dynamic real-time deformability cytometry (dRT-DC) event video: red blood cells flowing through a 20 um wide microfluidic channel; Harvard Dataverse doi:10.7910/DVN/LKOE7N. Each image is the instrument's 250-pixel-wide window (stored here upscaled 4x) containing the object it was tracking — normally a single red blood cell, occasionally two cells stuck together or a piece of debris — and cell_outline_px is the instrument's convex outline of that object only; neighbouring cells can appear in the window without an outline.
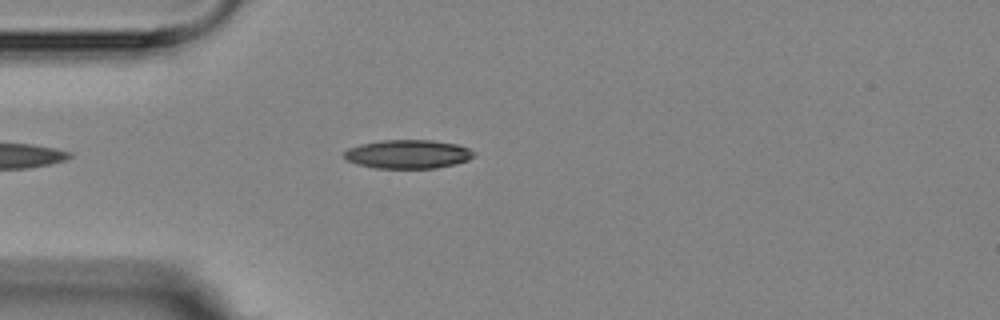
{"species": "Egyptian fruit bat (a non-hibernating species)", "species_latin": "Rousettus aegyptiacus", "temperature_condition": "room temperature", "stored_images_in_passage": 1, "camera_frame_rate_fps": 3000, "um_per_image_px": 0.085, "animal": {"sex": "female"}, "frame": {"image": 1, "passage_image": 1, "time_ms": 0.0, "image_size_px": [1000, 320], "cell_outline_px": [[476, 156], [468, 160], [456, 164], [436, 168], [376, 168], [356, 164], [348, 160], [344, 156], [344, 152], [348, 148], [360, 144], [380, 140], [432, 140], [460, 144], [476, 152]], "centroid_in_image_um": [34.72, 13.1], "position_along_channel_um": 50.3, "area_um2": 21.96}}